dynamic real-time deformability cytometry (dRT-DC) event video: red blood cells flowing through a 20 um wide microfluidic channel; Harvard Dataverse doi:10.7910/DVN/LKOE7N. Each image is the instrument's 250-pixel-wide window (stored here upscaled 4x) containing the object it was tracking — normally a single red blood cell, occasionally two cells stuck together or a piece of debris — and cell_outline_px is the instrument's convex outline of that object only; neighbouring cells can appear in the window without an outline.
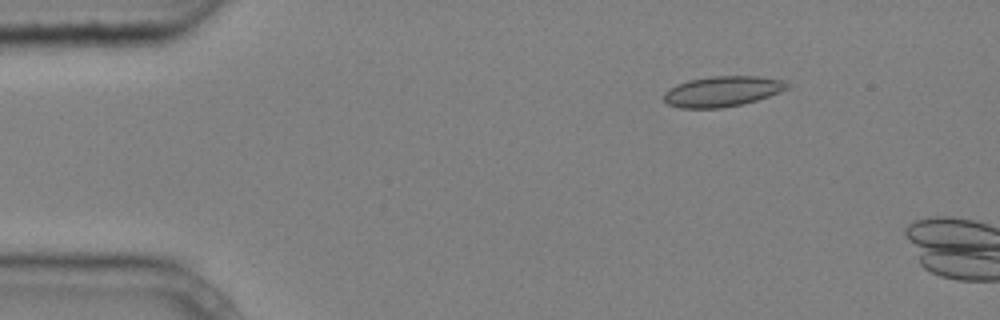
{"species": "common noctule bat (a hibernating species)", "species_latin": "Nyctalus noctula", "temperature_condition": "cold", "stored_images_in_passage": 3, "camera_frame_rate_fps": 3000, "um_per_image_px": 0.085, "animal": {"sex": "male", "body_mass_g": 20.4}, "frame": {"image": 1, "passage_image": 1, "time_ms": 0.0, "image_size_px": [1000, 320], "cell_outline_px": [[792, 88], [744, 104], [720, 108], [680, 108], [668, 104], [664, 100], [664, 92], [668, 88], [676, 84], [688, 80], [712, 76], [760, 76], [788, 80]], "centroid_in_image_um": [61.45, 7.75], "position_along_channel_um": 23.6, "area_um2": 22.25}}